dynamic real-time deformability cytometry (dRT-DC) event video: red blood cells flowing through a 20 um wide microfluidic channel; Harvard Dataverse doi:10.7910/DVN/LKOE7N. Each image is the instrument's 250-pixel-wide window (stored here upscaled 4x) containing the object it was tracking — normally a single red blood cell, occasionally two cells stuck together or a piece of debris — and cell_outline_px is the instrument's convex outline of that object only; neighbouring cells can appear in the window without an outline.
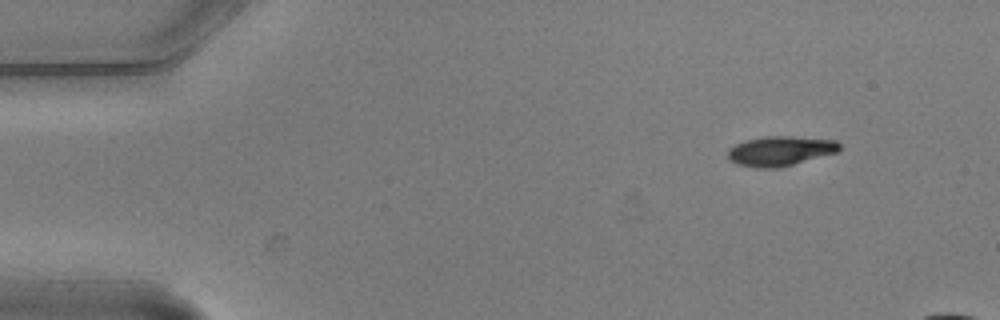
{"species": "common noctule bat (a hibernating species)", "species_latin": "Nyctalus noctula", "temperature_condition": "warm", "stored_images_in_passage": 4, "camera_frame_rate_fps": 3000, "um_per_image_px": 0.085, "animal": {"sex": "male", "body_mass_g": 20.5, "forearm_length_mm": 52.5}, "frame": {"image": 1, "passage_image": 1, "time_ms": 0.0, "image_size_px": [1000, 320], "cell_outline_px": [[840, 152], [776, 168], [756, 168], [736, 164], [728, 160], [728, 148], [736, 144], [748, 140], [764, 136], [792, 136], [836, 140], [840, 144]], "centroid_in_image_um": [66.33, 12.83], "position_along_channel_um": 18.7, "area_um2": 19.42}}